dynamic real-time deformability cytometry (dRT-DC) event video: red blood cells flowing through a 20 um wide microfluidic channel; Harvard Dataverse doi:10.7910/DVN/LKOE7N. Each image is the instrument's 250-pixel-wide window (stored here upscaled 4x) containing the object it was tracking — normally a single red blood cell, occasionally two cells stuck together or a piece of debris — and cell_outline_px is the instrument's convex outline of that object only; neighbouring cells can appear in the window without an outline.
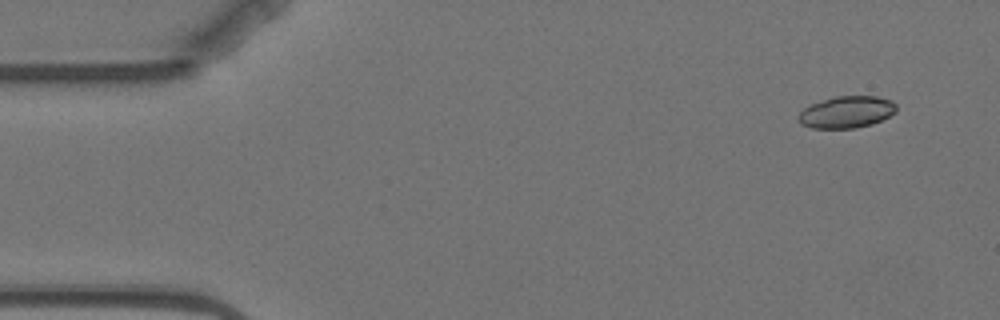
{"species": "Egyptian fruit bat (a non-hibernating species)", "species_latin": "Rousettus aegyptiacus", "temperature_condition": "warm", "stored_images_in_passage": 5, "camera_frame_rate_fps": 3000, "um_per_image_px": 0.085, "animal": {"sex": "female"}, "frame": {"image": 1, "passage_image": 1, "time_ms": 0.0, "image_size_px": [1000, 320], "cell_outline_px": [[896, 112], [872, 124], [852, 128], [812, 128], [800, 124], [796, 116], [804, 108], [812, 104], [836, 96], [876, 96], [892, 100], [896, 104]], "centroid_in_image_um": [71.95, 9.52], "position_along_channel_um": 13.1, "area_um2": 18.09}}
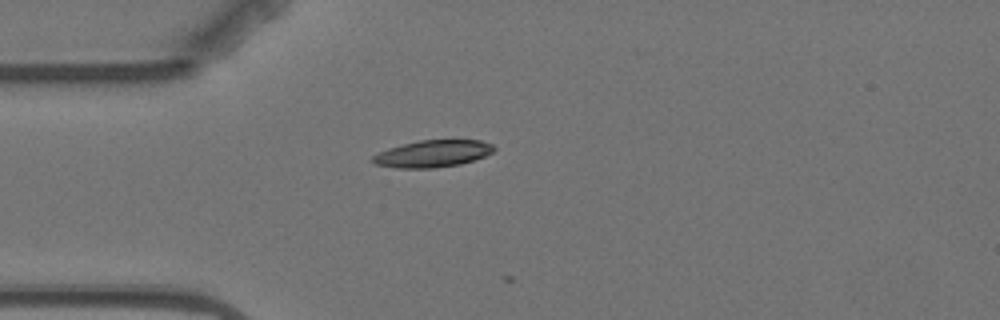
{"frame": {"image": 2, "passage_image": 4, "time_ms": 3.667, "image_size_px": [1000, 320], "cell_outline_px": [[496, 148], [492, 152], [484, 156], [460, 164], [436, 168], [396, 168], [376, 164], [368, 160], [372, 156], [388, 148], [420, 140], [480, 140], [492, 144]], "centroid_in_image_um": [36.76, 13.07], "position_along_channel_um": 48.2, "area_um2": 19.02}}